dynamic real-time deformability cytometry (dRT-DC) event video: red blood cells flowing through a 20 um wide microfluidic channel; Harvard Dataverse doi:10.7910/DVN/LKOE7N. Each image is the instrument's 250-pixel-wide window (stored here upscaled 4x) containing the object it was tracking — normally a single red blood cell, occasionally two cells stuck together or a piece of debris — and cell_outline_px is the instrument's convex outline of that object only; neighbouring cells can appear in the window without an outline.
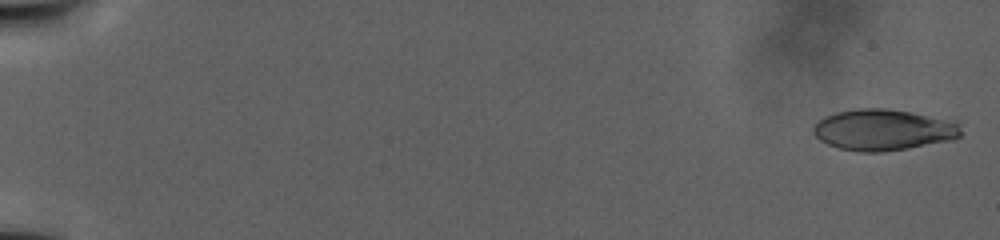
{"species": "human", "species_latin": "Homo sapiens", "temperature_condition": "warm", "stored_images_in_passage": 92, "camera_frame_rate_fps": 3000, "um_per_image_px": 0.085, "donor": {"sex": "male"}, "frame": {"image": 1, "passage_image": 5, "time_ms": 0.667, "image_size_px": [1000, 240], "cell_outline_px": [[960, 136], [952, 140], [908, 148], [884, 152], [860, 152], [840, 148], [828, 144], [820, 140], [812, 132], [812, 128], [820, 120], [836, 112], [860, 108], [884, 108], [908, 112], [944, 120], [956, 124], [960, 132]], "centroid_in_image_um": [75.01, 11.06], "position_along_channel_um": 10.0, "area_um2": 34.62}}
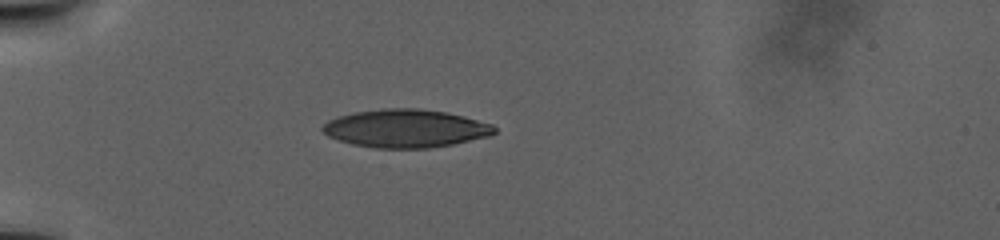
{"frame": {"image": 2, "passage_image": 67, "time_ms": 13.0, "image_size_px": [1000, 240], "cell_outline_px": [[496, 132], [488, 136], [452, 144], [428, 148], [372, 148], [352, 144], [328, 136], [320, 128], [328, 120], [336, 116], [352, 112], [384, 108], [416, 108], [444, 112], [464, 116], [492, 124], [496, 128]], "centroid_in_image_um": [34.44, 10.91], "position_along_channel_um": 50.6, "area_um2": 38.15}}
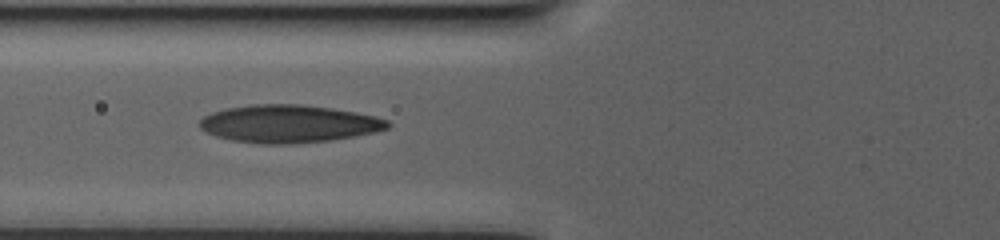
{"frame": {"image": 3, "passage_image": 91, "time_ms": 17.667, "image_size_px": [1000, 240], "cell_outline_px": [[392, 124], [388, 128], [376, 132], [356, 136], [332, 140], [292, 144], [260, 144], [232, 140], [216, 136], [204, 132], [200, 128], [200, 120], [204, 116], [212, 112], [224, 108], [252, 104], [304, 104], [332, 108], [356, 112], [376, 116], [388, 120]], "centroid_in_image_um": [24.56, 10.52], "position_along_channel_um": 101.2, "area_um2": 41.79}}